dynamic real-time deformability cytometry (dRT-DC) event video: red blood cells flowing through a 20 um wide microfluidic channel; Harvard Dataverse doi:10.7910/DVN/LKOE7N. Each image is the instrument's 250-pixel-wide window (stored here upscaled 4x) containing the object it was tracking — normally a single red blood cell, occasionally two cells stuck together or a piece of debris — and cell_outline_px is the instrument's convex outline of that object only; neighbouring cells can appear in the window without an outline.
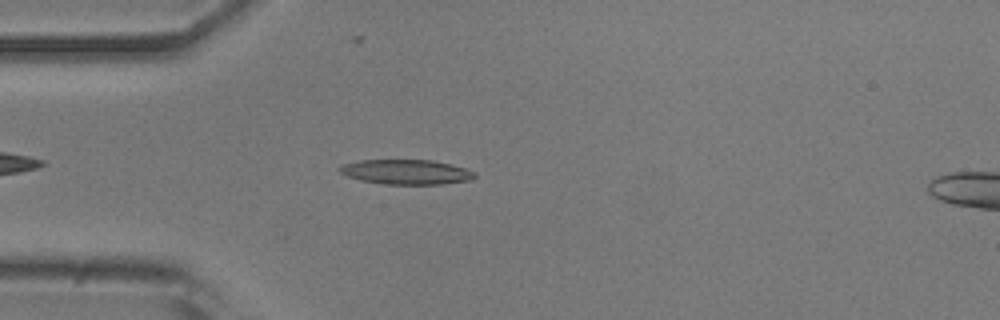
{"species": "common noctule bat (a hibernating species)", "species_latin": "Nyctalus noctula", "temperature_condition": "room temperature", "stored_images_in_passage": 41, "camera_frame_rate_fps": 3000, "um_per_image_px": 0.085, "animal": {"sex": "male", "body_mass_g": 20.5, "forearm_length_mm": 52.5}, "frame": {"image": 1, "passage_image": 6, "time_ms": 1.667, "image_size_px": [1000, 320], "cell_outline_px": [[476, 176], [472, 180], [444, 184], [380, 184], [360, 180], [348, 176], [340, 172], [336, 168], [344, 164], [360, 160], [432, 160], [452, 164], [476, 172]], "centroid_in_image_um": [34.55, 14.62], "position_along_channel_um": 50.5, "area_um2": 19.65}}
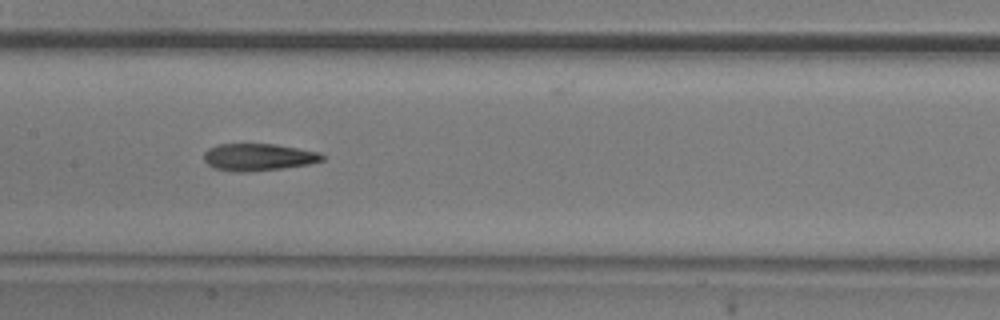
{"frame": {"image": 2, "passage_image": 17, "time_ms": 5.333, "image_size_px": [1000, 320], "cell_outline_px": [[324, 160], [308, 164], [284, 168], [248, 172], [232, 172], [212, 168], [204, 160], [204, 152], [208, 148], [220, 144], [276, 144], [320, 152], [324, 156]], "centroid_in_image_um": [21.94, 13.36], "position_along_channel_um": 185.5, "area_um2": 18.9}}
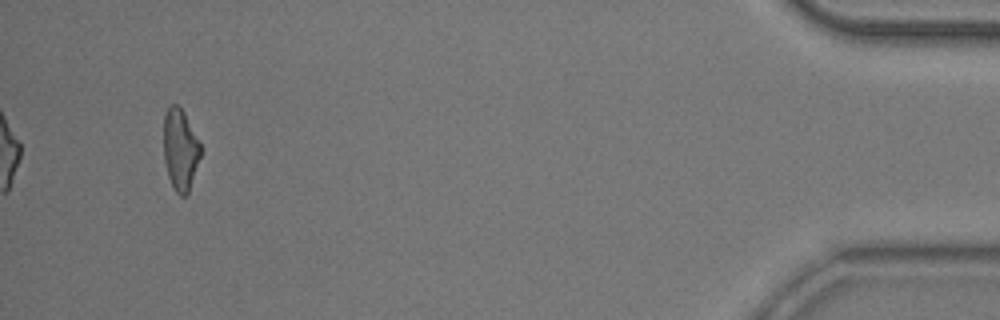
{"frame": {"image": 3, "passage_image": 41, "time_ms": 13.333, "image_size_px": [1000, 320], "cell_outline_px": [[200, 156], [188, 192], [184, 196], [180, 196], [176, 192], [168, 176], [164, 160], [164, 116], [168, 108], [172, 104], [176, 104], [184, 112], [200, 144]], "centroid_in_image_um": [15.3, 12.71], "position_along_channel_um": 419.9, "area_um2": 17.11}}